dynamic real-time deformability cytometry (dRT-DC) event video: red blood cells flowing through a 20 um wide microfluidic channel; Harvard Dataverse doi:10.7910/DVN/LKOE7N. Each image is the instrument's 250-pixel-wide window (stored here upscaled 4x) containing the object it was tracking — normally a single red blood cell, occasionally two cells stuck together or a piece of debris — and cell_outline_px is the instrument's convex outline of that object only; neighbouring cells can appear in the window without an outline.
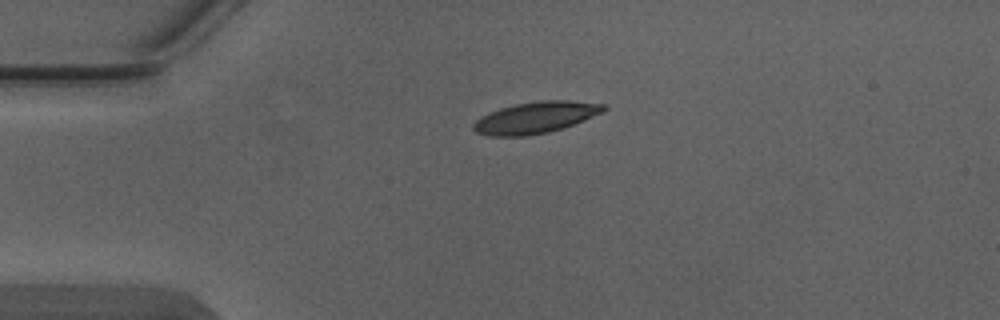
{"species": "Egyptian fruit bat (a non-hibernating species)", "species_latin": "Rousettus aegyptiacus", "temperature_condition": "warm", "stored_images_in_passage": 2, "camera_frame_rate_fps": 3000, "um_per_image_px": 0.085, "animal": {"sex": "male"}, "frame": {"image": 1, "passage_image": 2, "time_ms": 0.333, "image_size_px": [1000, 320], "cell_outline_px": [[608, 108], [604, 112], [572, 124], [548, 132], [524, 136], [488, 136], [476, 132], [472, 128], [472, 124], [480, 116], [488, 112], [500, 108], [516, 104], [540, 100], [568, 100], [604, 104]], "centroid_in_image_um": [45.49, 9.98], "position_along_channel_um": 39.5, "area_um2": 23.81}}